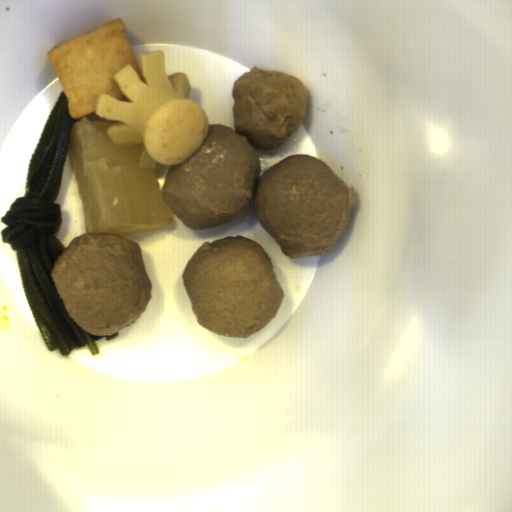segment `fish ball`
<instances>
[{"label":"fish ball","mask_w":512,"mask_h":512,"mask_svg":"<svg viewBox=\"0 0 512 512\" xmlns=\"http://www.w3.org/2000/svg\"><path fill=\"white\" fill-rule=\"evenodd\" d=\"M135 53L120 17L46 50L68 99L69 116L81 119L94 113L99 94L130 103L113 75L130 64L147 83Z\"/></svg>","instance_id":"1"}]
</instances>
